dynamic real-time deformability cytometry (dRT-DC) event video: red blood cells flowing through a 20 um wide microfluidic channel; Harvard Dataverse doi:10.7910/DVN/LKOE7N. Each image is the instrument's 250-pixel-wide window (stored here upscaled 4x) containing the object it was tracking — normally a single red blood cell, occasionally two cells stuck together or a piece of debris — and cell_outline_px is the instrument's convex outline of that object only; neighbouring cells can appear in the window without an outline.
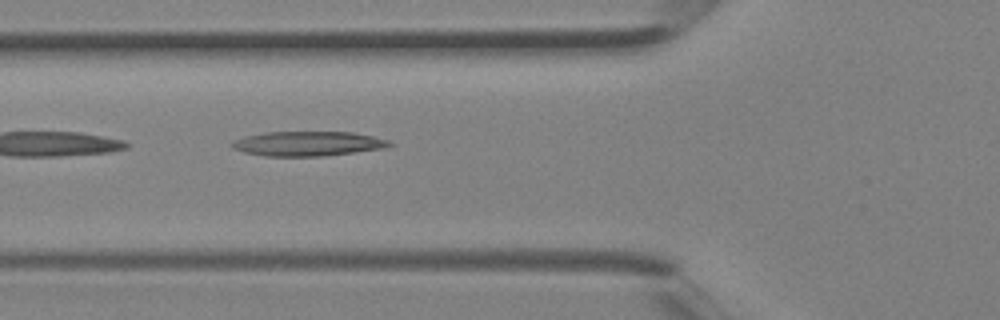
{"species": "Egyptian fruit bat (a non-hibernating species)", "species_latin": "Rousettus aegyptiacus", "temperature_condition": "room temperature", "stored_images_in_passage": 2, "camera_frame_rate_fps": 3000, "um_per_image_px": 0.085, "animal": {"sex": "female"}, "frame": {"image": 1, "passage_image": 2, "time_ms": 0.333, "image_size_px": [1000, 320], "cell_outline_px": [[396, 144], [384, 148], [324, 156], [264, 156], [244, 152], [232, 148], [228, 144], [232, 140], [244, 136], [268, 132], [352, 132], [372, 136], [388, 140]], "centroid_in_image_um": [26.13, 12.21], "position_along_channel_um": 99.7, "area_um2": 22.72}}